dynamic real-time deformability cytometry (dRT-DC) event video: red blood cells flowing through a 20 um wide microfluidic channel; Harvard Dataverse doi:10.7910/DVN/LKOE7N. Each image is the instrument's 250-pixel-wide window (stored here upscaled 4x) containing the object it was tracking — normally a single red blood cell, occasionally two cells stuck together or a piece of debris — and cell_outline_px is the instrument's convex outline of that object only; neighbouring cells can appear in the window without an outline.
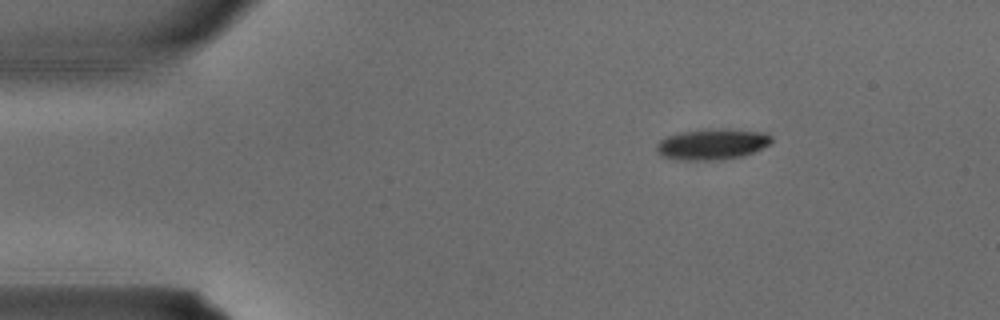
{"species": "common noctule bat (a hibernating species)", "species_latin": "Nyctalus noctula", "temperature_condition": "warm", "stored_images_in_passage": 2, "camera_frame_rate_fps": 3000, "um_per_image_px": 0.085, "animal": {"sex": "male", "body_mass_g": 15.6}, "frame": {"image": 1, "passage_image": 1, "time_ms": 0.0, "image_size_px": [1000, 320], "cell_outline_px": [[772, 140], [768, 144], [752, 152], [740, 156], [712, 160], [704, 160], [664, 156], [656, 152], [656, 144], [664, 136], [680, 132], [704, 128], [724, 128], [764, 132], [772, 136]], "centroid_in_image_um": [60.52, 12.2], "position_along_channel_um": 24.5, "area_um2": 20.4}}